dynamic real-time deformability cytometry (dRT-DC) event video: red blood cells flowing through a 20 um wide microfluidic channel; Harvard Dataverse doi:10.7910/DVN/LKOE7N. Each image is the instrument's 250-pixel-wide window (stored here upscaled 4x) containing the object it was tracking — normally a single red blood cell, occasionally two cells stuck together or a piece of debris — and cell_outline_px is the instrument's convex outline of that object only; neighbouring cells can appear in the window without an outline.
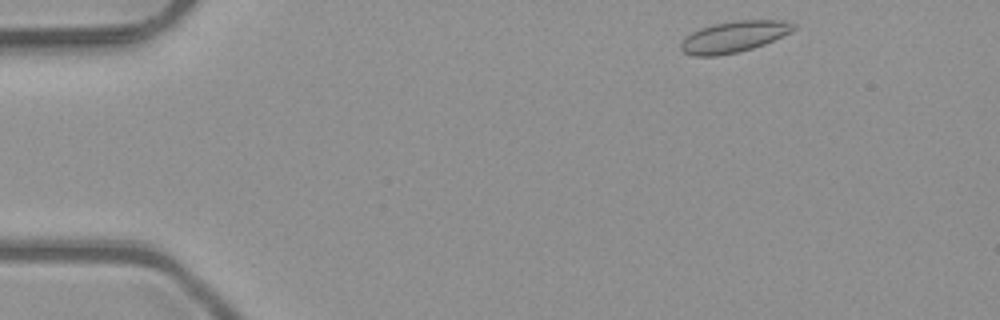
{"species": "common noctule bat (a hibernating species)", "species_latin": "Nyctalus noctula", "temperature_condition": "room temperature", "stored_images_in_passage": 4, "camera_frame_rate_fps": 3000, "um_per_image_px": 0.085, "animal": {"sex": "male", "body_mass_g": 23.1, "forearm_length_mm": 52.7}, "frame": {"image": 1, "passage_image": 1, "time_ms": 0.0, "image_size_px": [1000, 320], "cell_outline_px": [[796, 28], [792, 32], [764, 44], [740, 52], [716, 56], [692, 56], [684, 52], [680, 48], [680, 44], [684, 36], [700, 28], [712, 24], [732, 20], [780, 20], [796, 24]], "centroid_in_image_um": [62.36, 3.12], "position_along_channel_um": 22.6, "area_um2": 20.75}}
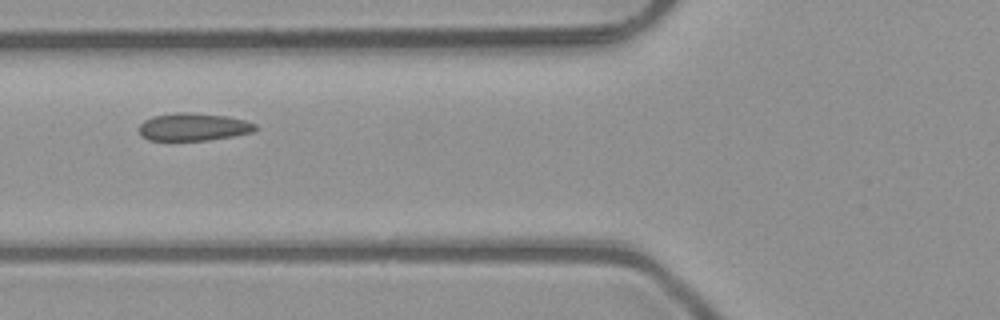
{"frame": {"image": 2, "passage_image": 4, "time_ms": 1.0, "image_size_px": [1000, 320], "cell_outline_px": [[256, 128], [252, 132], [232, 136], [208, 140], [148, 140], [140, 136], [136, 128], [144, 120], [152, 116], [172, 112], [192, 112], [228, 116], [244, 120], [256, 124]], "centroid_in_image_um": [16.36, 10.78], "position_along_channel_um": 109.4, "area_um2": 19.02}}